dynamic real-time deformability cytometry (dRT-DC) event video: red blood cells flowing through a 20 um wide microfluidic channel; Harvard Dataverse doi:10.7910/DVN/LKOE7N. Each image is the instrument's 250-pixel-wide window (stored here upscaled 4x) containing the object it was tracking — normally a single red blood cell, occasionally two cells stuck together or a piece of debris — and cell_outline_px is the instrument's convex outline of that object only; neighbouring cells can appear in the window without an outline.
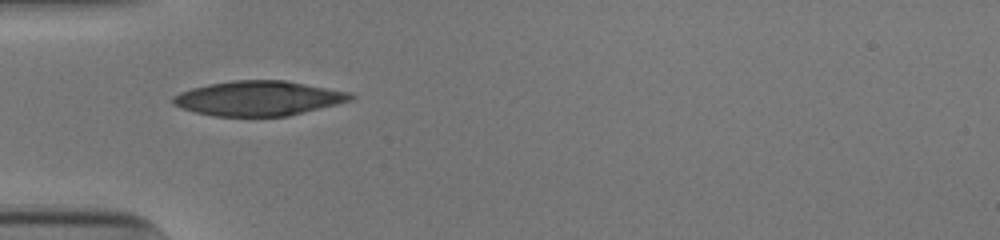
{"species": "human", "species_latin": "Homo sapiens", "temperature_condition": "cold", "stored_images_in_passage": 29, "camera_frame_rate_fps": 3000, "um_per_image_px": 0.085, "donor": {"sex": "male"}, "frame": {"image": 1, "passage_image": 1, "time_ms": 0.0, "image_size_px": [1000, 240], "cell_outline_px": [[356, 96], [352, 100], [288, 116], [216, 116], [196, 112], [180, 108], [172, 104], [172, 96], [180, 92], [192, 88], [208, 84], [232, 80], [284, 80], [352, 92]], "centroid_in_image_um": [21.97, 8.35], "position_along_channel_um": 63.0, "area_um2": 36.01}}
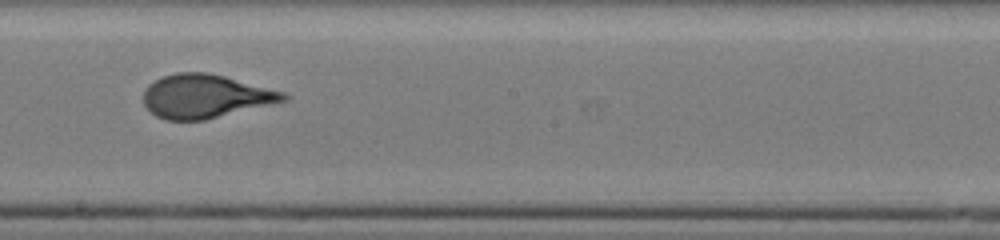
{"frame": {"image": 2, "passage_image": 14, "time_ms": 4.333, "image_size_px": [1000, 240], "cell_outline_px": [[288, 100], [204, 120], [164, 120], [156, 116], [144, 104], [144, 92], [148, 84], [164, 76], [176, 72], [208, 72], [224, 76], [284, 92], [288, 96]], "centroid_in_image_um": [17.44, 8.18], "position_along_channel_um": 230.8, "area_um2": 35.26}}
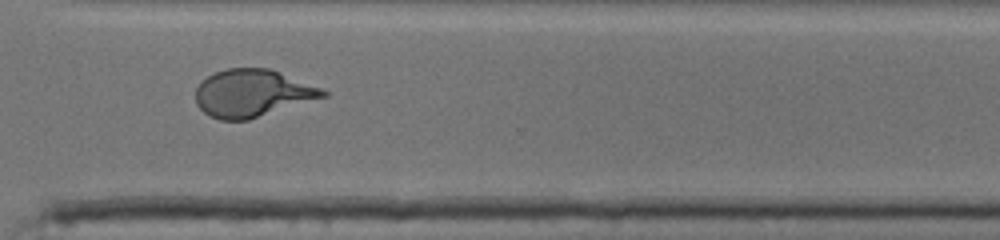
{"frame": {"image": 3, "passage_image": 23, "time_ms": 7.333, "image_size_px": [1000, 240], "cell_outline_px": [[328, 96], [248, 120], [220, 120], [204, 112], [196, 104], [196, 88], [200, 80], [216, 72], [228, 68], [268, 68], [324, 88], [328, 92]], "centroid_in_image_um": [21.47, 7.92], "position_along_channel_um": 349.1, "area_um2": 35.26}, "authors_computed_cell_mechanics": {"area_um2": 35.6048, "velocity_mm_per_s": 3.939, "shape_relaxation_time_tau1_ms": 6.6095, "shape_relaxation_time_tau2_ms": null, "deformation_change_tau1": 0.2339, "deformation_change_tau2": null}}